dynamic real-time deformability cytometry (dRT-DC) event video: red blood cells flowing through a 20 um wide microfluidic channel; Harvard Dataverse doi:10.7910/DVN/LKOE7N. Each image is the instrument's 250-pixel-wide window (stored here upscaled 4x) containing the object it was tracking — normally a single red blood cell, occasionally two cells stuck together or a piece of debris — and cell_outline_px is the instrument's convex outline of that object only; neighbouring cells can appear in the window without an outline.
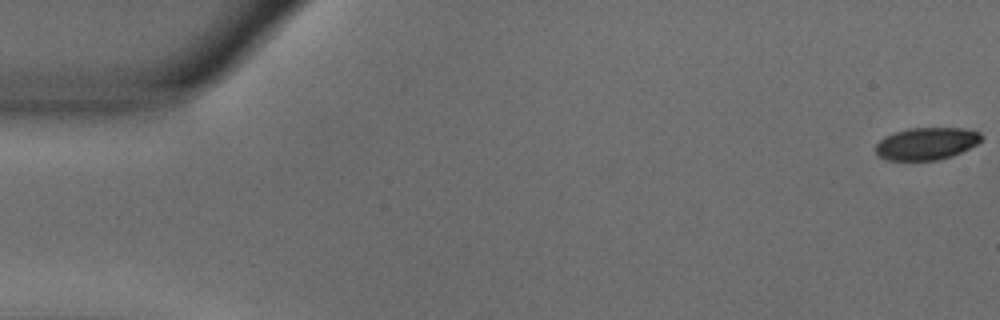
{"species": "common noctule bat (a hibernating species)", "species_latin": "Nyctalus noctula", "temperature_condition": "warm", "stored_images_in_passage": 51, "camera_frame_rate_fps": 3000, "um_per_image_px": 0.085, "animal": {"sex": "male", "body_mass_g": 18.8}, "frame": {"image": 1, "passage_image": 1, "time_ms": 0.0, "image_size_px": [1000, 320], "cell_outline_px": [[984, 136], [976, 144], [952, 156], [940, 160], [888, 160], [880, 156], [876, 152], [876, 144], [884, 136], [908, 128], [964, 128], [980, 132]], "centroid_in_image_um": [78.76, 12.2], "position_along_channel_um": 6.2, "area_um2": 19.83}}
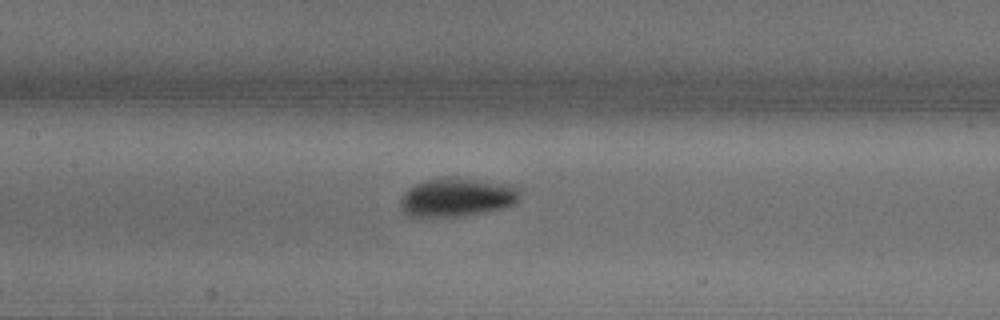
{"frame": {"image": 2, "passage_image": 26, "time_ms": 8.333, "image_size_px": [1000, 320], "cell_outline_px": [[520, 196], [516, 204], [504, 208], [484, 212], [460, 216], [412, 216], [404, 212], [400, 204], [400, 200], [404, 192], [408, 188], [424, 180], [468, 180], [512, 184], [520, 188]], "centroid_in_image_um": [38.88, 16.8], "position_along_channel_um": 168.5, "area_um2": 26.13}}
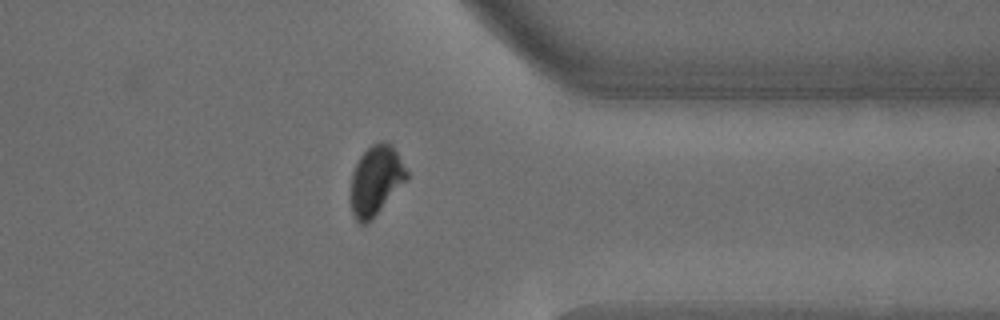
{"frame": {"image": 3, "passage_image": 44, "time_ms": 14.333, "image_size_px": [1000, 320], "cell_outline_px": [[408, 180], [368, 224], [360, 224], [352, 216], [352, 172], [360, 156], [372, 144], [380, 140], [384, 140], [396, 152], [408, 172]], "centroid_in_image_um": [31.96, 15.36], "position_along_channel_um": 379.4, "area_um2": 22.6}, "authors_computed_cell_mechanics": {"area_um2": 23.6402, "velocity_mm_per_s": 3.6578, "shape_relaxation_time_tau1_ms": 3.6218, "shape_relaxation_time_tau2_ms": null, "deformation_change_tau1": 0.1726, "deformation_change_tau2": null}}